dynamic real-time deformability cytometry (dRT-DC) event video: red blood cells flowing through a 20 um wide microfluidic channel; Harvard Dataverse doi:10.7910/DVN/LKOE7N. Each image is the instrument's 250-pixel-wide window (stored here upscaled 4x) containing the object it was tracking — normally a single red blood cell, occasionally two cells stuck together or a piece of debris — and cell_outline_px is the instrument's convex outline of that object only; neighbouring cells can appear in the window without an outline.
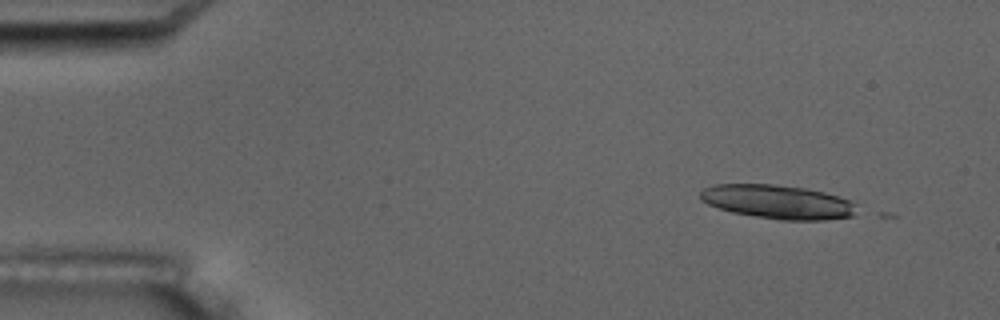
{"species": "common noctule bat (a hibernating species)", "species_latin": "Nyctalus noctula", "temperature_condition": "room temperature", "stored_images_in_passage": 6, "camera_frame_rate_fps": 3000, "um_per_image_px": 0.085, "animal": {"sex": "male", "body_mass_g": 17.5, "forearm_length_mm": 52.3}, "frame": {"image": 1, "passage_image": 2, "time_ms": 1.333, "image_size_px": [1000, 320], "cell_outline_px": [[856, 204], [852, 216], [824, 220], [780, 220], [732, 212], [708, 204], [700, 200], [700, 192], [704, 188], [712, 184], [772, 184], [804, 188], [824, 192], [848, 200]], "centroid_in_image_um": [66.06, 17.15], "position_along_channel_um": 18.9, "area_um2": 30.63}}